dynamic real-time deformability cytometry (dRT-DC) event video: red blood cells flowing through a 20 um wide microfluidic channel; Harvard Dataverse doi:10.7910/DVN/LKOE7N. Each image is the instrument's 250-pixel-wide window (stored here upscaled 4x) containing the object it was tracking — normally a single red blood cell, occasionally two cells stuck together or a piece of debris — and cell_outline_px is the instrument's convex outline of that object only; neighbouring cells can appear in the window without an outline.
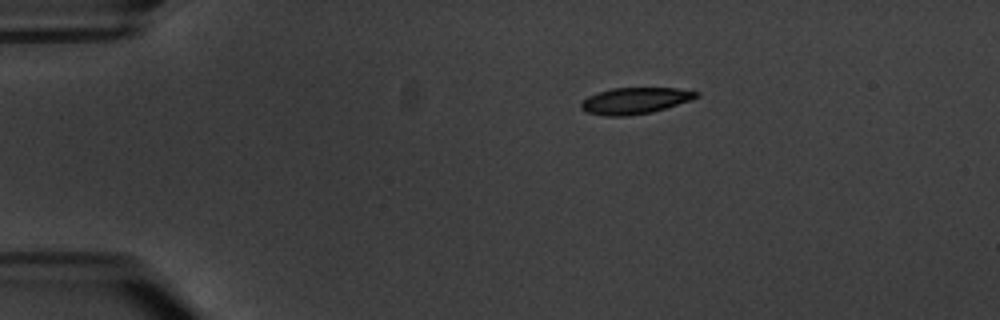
{"species": "common noctule bat (a hibernating species)", "species_latin": "Nyctalus noctula", "temperature_condition": "warm", "stored_images_in_passage": 5, "camera_frame_rate_fps": 3000, "um_per_image_px": 0.085, "animal": {"sex": "male", "body_mass_g": 20.1, "forearm_length_mm": 53.5}, "frame": {"image": 1, "passage_image": 1, "time_ms": 0.0, "image_size_px": [1000, 320], "cell_outline_px": [[700, 96], [692, 100], [652, 112], [624, 116], [604, 116], [588, 112], [580, 108], [580, 104], [588, 96], [612, 88], [676, 88], [700, 92]], "centroid_in_image_um": [54.01, 8.56], "position_along_channel_um": 31.0, "area_um2": 17.63}}